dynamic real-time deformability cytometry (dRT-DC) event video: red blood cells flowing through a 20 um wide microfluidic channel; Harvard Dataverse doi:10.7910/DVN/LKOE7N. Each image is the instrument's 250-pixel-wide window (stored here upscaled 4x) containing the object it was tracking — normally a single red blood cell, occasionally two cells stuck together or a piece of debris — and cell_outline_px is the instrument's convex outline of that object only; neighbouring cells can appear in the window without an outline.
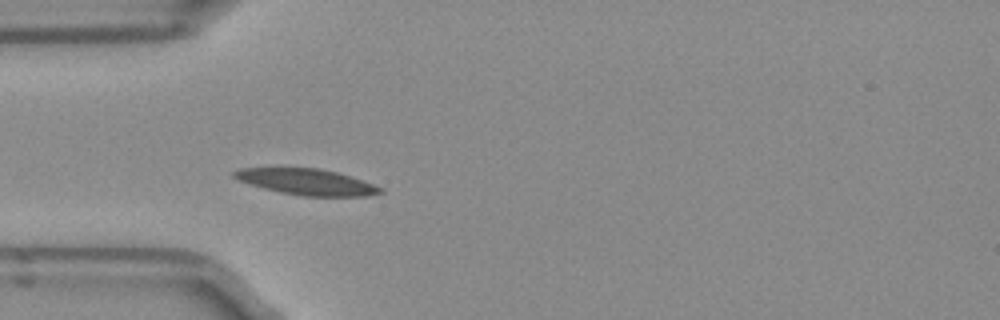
{"species": "Egyptian fruit bat (a non-hibernating species)", "species_latin": "Rousettus aegyptiacus", "temperature_condition": "room temperature", "stored_images_in_passage": 4, "camera_frame_rate_fps": 3000, "um_per_image_px": 0.085, "frame": {"image": 1, "passage_image": 4, "time_ms": 1.0, "image_size_px": [1000, 320], "cell_outline_px": [[384, 192], [364, 196], [300, 196], [280, 192], [264, 188], [240, 180], [232, 176], [232, 172], [240, 168], [316, 168], [336, 172], [384, 188]], "centroid_in_image_um": [26.06, 15.46], "position_along_channel_um": 58.9, "area_um2": 21.79}}